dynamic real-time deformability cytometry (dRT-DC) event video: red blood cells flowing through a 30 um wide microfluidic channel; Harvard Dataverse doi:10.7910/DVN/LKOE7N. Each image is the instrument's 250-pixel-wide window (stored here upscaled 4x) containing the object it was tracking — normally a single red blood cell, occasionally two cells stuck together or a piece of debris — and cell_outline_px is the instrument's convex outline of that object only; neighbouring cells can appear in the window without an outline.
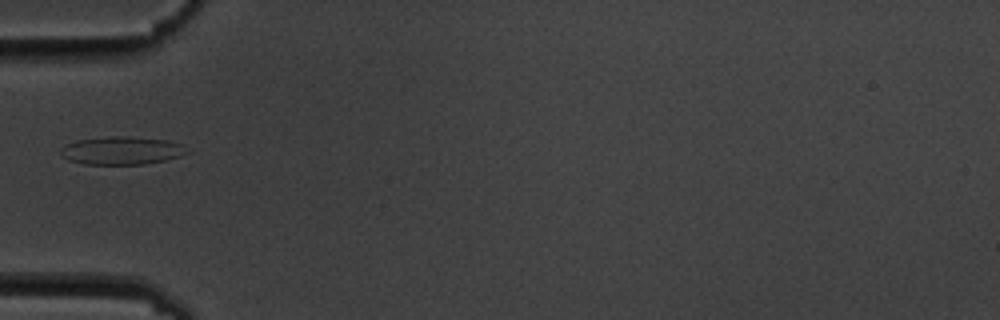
{"species": "common noctule bat (a hibernating species)", "species_latin": "Nyctalus noctula", "temperature_condition": "cold", "stored_images_in_passage": 4, "camera_frame_rate_fps": 3000, "um_per_image_px": 0.085, "animal": {"sex": "male", "body_mass_g": 19.5, "forearm_length_mm": 54.6}, "frame": {"image": 1, "passage_image": 2, "time_ms": 1.333, "image_size_px": [1000, 320], "cell_outline_px": [[192, 152], [180, 156], [164, 160], [144, 164], [84, 164], [68, 160], [60, 156], [60, 148], [76, 140], [108, 136], [128, 136], [168, 140], [184, 144]], "centroid_in_image_um": [10.38, 12.79], "position_along_channel_um": 74.6, "area_um2": 20.92}}
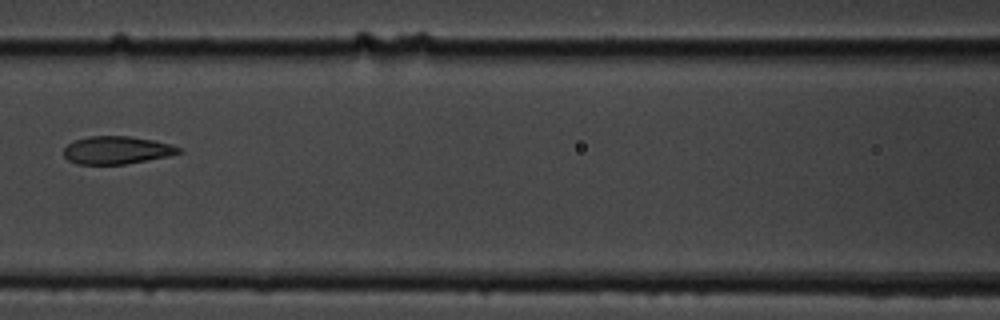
{"frame": {"image": 2, "passage_image": 4, "time_ms": 3.667, "image_size_px": [1000, 320], "cell_outline_px": [[184, 152], [168, 156], [124, 164], [76, 164], [68, 160], [64, 156], [64, 148], [68, 144], [76, 140], [88, 136], [132, 136], [152, 140], [168, 144], [180, 148]], "centroid_in_image_um": [9.91, 12.76], "position_along_channel_um": 156.7, "area_um2": 18.5}}